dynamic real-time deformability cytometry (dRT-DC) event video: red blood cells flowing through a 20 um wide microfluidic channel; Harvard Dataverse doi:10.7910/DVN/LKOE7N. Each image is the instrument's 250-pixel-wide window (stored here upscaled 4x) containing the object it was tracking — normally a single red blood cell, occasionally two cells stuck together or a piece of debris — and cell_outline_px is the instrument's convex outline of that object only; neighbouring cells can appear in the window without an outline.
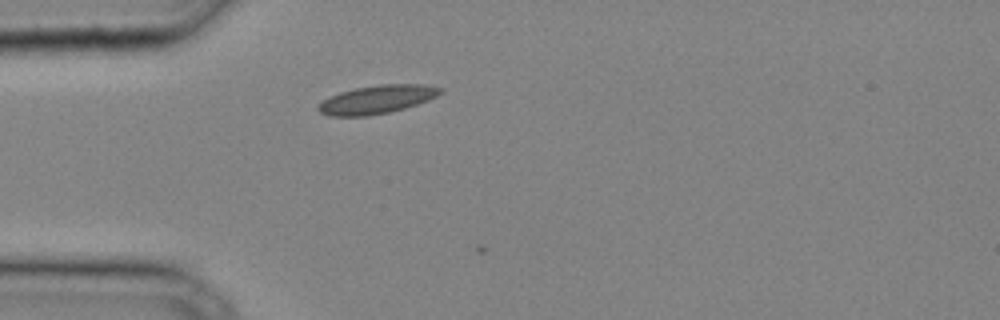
{"species": "common noctule bat (a hibernating species)", "species_latin": "Nyctalus noctula", "temperature_condition": "cold", "stored_images_in_passage": 3, "camera_frame_rate_fps": 3000, "um_per_image_px": 0.085, "animal": {"sex": "male", "body_mass_g": 20.4}, "frame": {"image": 1, "passage_image": 1, "time_ms": 0.0, "image_size_px": [1000, 320], "cell_outline_px": [[444, 92], [428, 100], [404, 108], [388, 112], [368, 116], [328, 116], [320, 112], [316, 108], [324, 100], [340, 92], [356, 88], [380, 84], [424, 84], [444, 88]], "centroid_in_image_um": [32.07, 8.45], "position_along_channel_um": 52.9, "area_um2": 20.06}}